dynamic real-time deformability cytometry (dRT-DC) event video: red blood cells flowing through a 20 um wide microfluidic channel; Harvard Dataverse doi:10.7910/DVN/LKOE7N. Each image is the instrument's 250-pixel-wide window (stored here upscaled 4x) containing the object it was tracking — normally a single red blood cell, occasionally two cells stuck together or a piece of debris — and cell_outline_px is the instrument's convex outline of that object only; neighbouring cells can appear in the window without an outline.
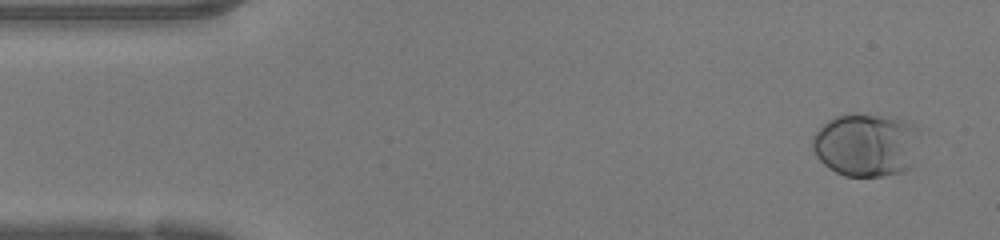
{"species": "human", "species_latin": "Homo sapiens", "temperature_condition": "warm", "stored_images_in_passage": 48, "camera_frame_rate_fps": 3000, "um_per_image_px": 0.085, "donor": {"sex": "female"}, "frame": {"image": 1, "passage_image": 3, "time_ms": 0.667, "image_size_px": [1000, 240], "cell_outline_px": [[920, 128], [912, 164], [904, 172], [884, 176], [844, 176], [828, 168], [816, 156], [812, 148], [812, 136], [828, 120], [836, 116], [848, 112], [852, 112], [896, 116], [908, 120], [916, 124]], "centroid_in_image_um": [73.64, 12.27], "position_along_channel_um": 11.4, "area_um2": 40.58}}
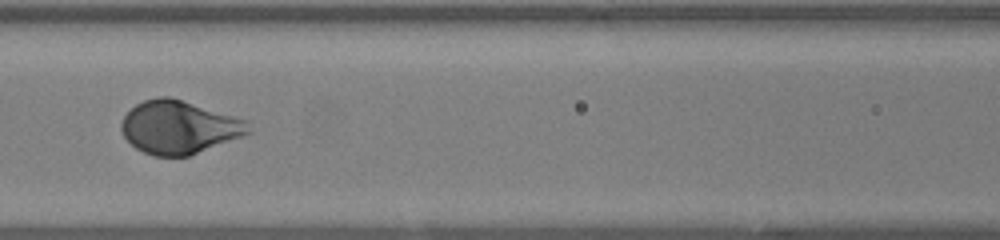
{"frame": {"image": 2, "passage_image": 21, "time_ms": 6.667, "image_size_px": [1000, 240], "cell_outline_px": [[252, 132], [188, 156], [156, 156], [144, 152], [136, 148], [124, 136], [120, 128], [120, 124], [124, 116], [136, 104], [144, 100], [156, 96], [168, 96], [248, 120]], "centroid_in_image_um": [15.21, 10.8], "position_along_channel_um": 151.4, "area_um2": 39.02}}
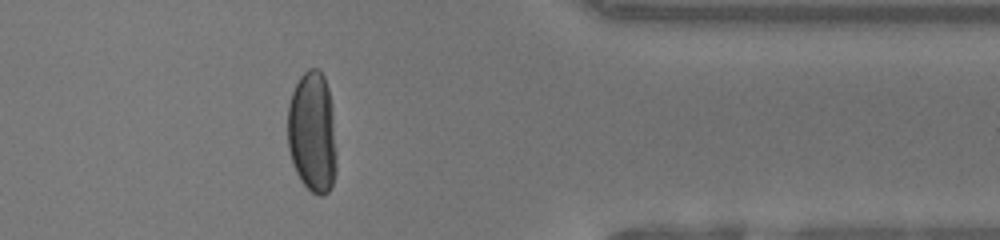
{"frame": {"image": 3, "passage_image": 39, "time_ms": 12.667, "image_size_px": [1000, 240], "cell_outline_px": [[336, 172], [332, 184], [328, 192], [320, 196], [312, 192], [300, 180], [296, 172], [288, 148], [288, 104], [292, 92], [300, 76], [308, 68], [316, 68], [324, 76], [328, 88], [332, 104], [336, 148]], "centroid_in_image_um": [26.56, 11.24], "position_along_channel_um": 384.8, "area_um2": 34.74}, "authors_computed_cell_mechanics": {"area_um2": 38.0324, "velocity_mm_per_s": 4.2183, "shape_relaxation_time_tau1_ms": 2.4287, "shape_relaxation_time_tau2_ms": null, "deformation_change_tau1": 0.1713, "deformation_change_tau2": null}}